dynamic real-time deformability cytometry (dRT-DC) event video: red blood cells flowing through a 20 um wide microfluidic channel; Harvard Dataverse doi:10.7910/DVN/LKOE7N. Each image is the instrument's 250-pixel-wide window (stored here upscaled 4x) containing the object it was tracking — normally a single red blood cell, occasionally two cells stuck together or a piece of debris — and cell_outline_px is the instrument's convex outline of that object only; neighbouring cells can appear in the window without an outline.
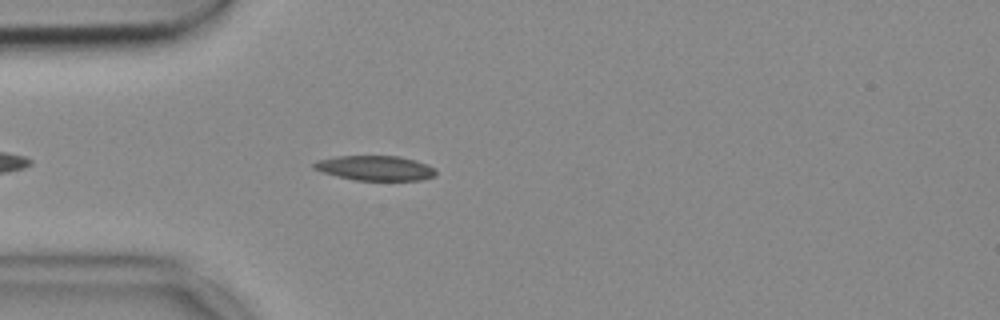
{"species": "common noctule bat (a hibernating species)", "species_latin": "Nyctalus noctula", "temperature_condition": "cold", "stored_images_in_passage": 39, "camera_frame_rate_fps": 3000, "um_per_image_px": 0.085, "animal": {"sex": "female", "body_mass_g": 18.4}, "frame": {"image": 1, "passage_image": 6, "time_ms": 1.667, "image_size_px": [1000, 320], "cell_outline_px": [[436, 176], [420, 180], [356, 180], [324, 172], [312, 168], [312, 164], [316, 160], [340, 156], [396, 156], [428, 164], [436, 168]], "centroid_in_image_um": [31.92, 14.28], "position_along_channel_um": 53.1, "area_um2": 17.46}}
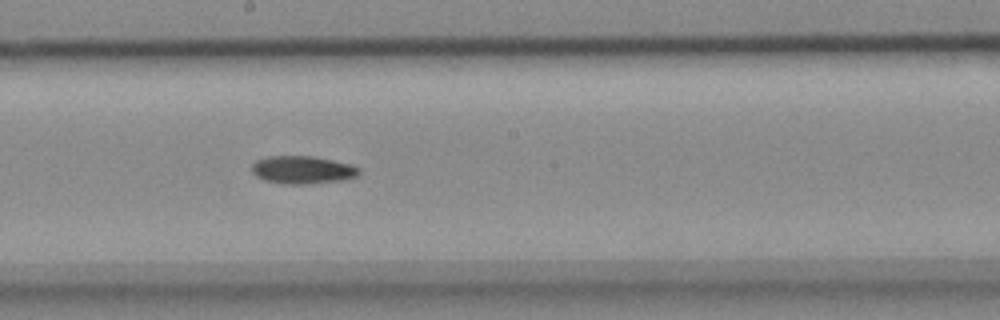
{"frame": {"image": 2, "passage_image": 20, "time_ms": 6.333, "image_size_px": [1000, 320], "cell_outline_px": [[360, 172], [356, 176], [340, 180], [308, 184], [284, 184], [264, 180], [256, 176], [252, 172], [252, 164], [256, 160], [268, 156], [312, 156], [332, 160], [348, 164], [360, 168]], "centroid_in_image_um": [25.67, 14.44], "position_along_channel_um": 222.5, "area_um2": 17.28}}
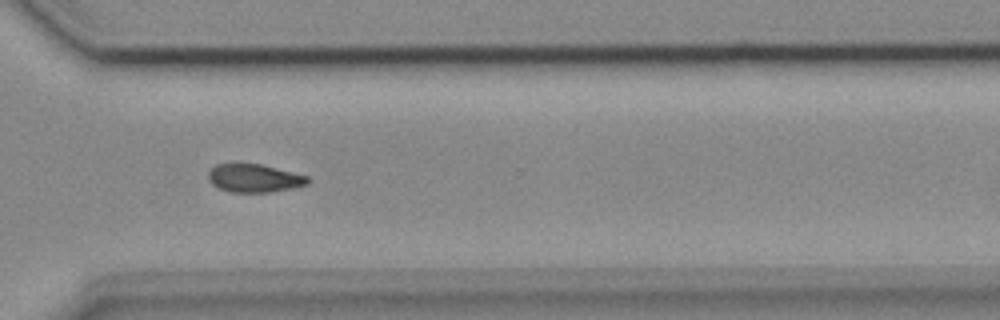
{"frame": {"image": 3, "passage_image": 30, "time_ms": 9.667, "image_size_px": [1000, 320], "cell_outline_px": [[312, 180], [308, 184], [292, 188], [268, 192], [232, 192], [220, 188], [212, 184], [208, 180], [208, 172], [216, 164], [260, 164], [308, 176]], "centroid_in_image_um": [21.62, 15.15], "position_along_channel_um": 349.0, "area_um2": 16.18}}